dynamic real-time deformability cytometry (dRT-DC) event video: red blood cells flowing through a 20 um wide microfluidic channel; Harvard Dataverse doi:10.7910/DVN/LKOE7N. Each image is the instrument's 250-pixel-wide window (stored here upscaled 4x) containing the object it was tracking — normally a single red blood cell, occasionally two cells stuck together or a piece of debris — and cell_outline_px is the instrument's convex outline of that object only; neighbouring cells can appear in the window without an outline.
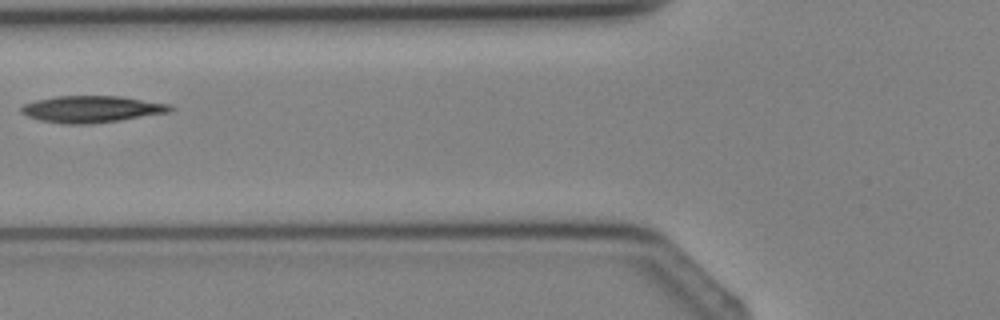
{"species": "Egyptian fruit bat (a non-hibernating species)", "species_latin": "Rousettus aegyptiacus", "temperature_condition": "cold", "stored_images_in_passage": 4, "camera_frame_rate_fps": 3000, "um_per_image_px": 0.085, "animal": {"sex": "female"}, "frame": {"image": 1, "passage_image": 4, "time_ms": 3.667, "image_size_px": [1000, 320], "cell_outline_px": [[176, 108], [172, 112], [120, 120], [88, 124], [64, 124], [40, 120], [28, 116], [20, 112], [20, 108], [24, 104], [36, 100], [56, 96], [120, 96], [172, 104]], "centroid_in_image_um": [7.85, 9.27], "position_along_channel_um": 118.0, "area_um2": 23.35}}